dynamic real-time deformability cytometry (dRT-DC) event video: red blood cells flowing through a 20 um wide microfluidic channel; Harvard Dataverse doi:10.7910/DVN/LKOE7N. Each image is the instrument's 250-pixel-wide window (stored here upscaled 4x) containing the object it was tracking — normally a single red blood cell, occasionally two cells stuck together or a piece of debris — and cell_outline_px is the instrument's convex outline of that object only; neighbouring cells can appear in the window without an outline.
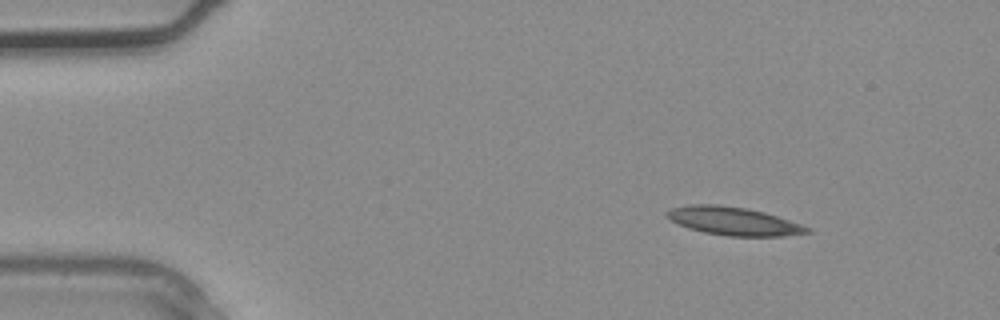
{"species": "common noctule bat (a hibernating species)", "species_latin": "Nyctalus noctula", "temperature_condition": "warm", "stored_images_in_passage": 3, "camera_frame_rate_fps": 3000, "um_per_image_px": 0.085, "animal": {"sex": "male", "body_mass_g": 20.4}, "frame": {"image": 1, "passage_image": 3, "time_ms": 0.667, "image_size_px": [1000, 320], "cell_outline_px": [[812, 232], [780, 236], [728, 236], [704, 232], [688, 228], [664, 216], [664, 212], [672, 208], [692, 204], [720, 204], [748, 208], [764, 212], [812, 228]], "centroid_in_image_um": [62.33, 18.78], "position_along_channel_um": 22.7, "area_um2": 23.0}}